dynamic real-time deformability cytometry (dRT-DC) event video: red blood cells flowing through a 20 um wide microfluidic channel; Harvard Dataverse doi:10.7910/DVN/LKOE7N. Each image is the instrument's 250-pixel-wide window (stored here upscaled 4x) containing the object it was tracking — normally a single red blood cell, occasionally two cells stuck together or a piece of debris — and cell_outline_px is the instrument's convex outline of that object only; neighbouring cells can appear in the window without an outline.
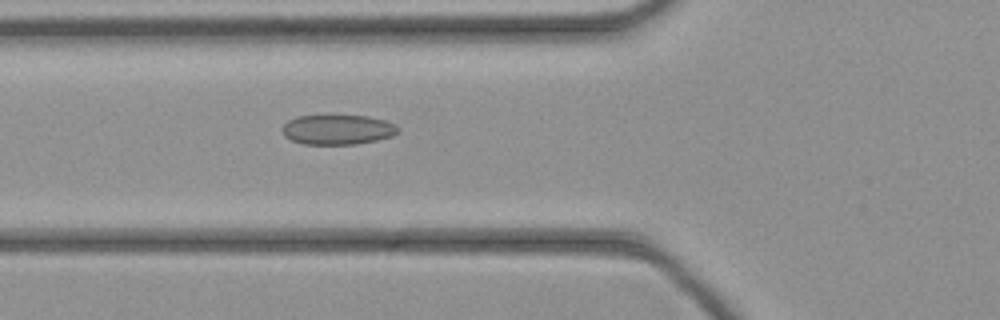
{"species": "common noctule bat (a hibernating species)", "species_latin": "Nyctalus noctula", "temperature_condition": "cold", "stored_images_in_passage": 45, "camera_frame_rate_fps": 3000, "um_per_image_px": 0.085, "animal": {"sex": "female", "body_mass_g": 21.9}, "frame": {"image": 1, "passage_image": 16, "time_ms": 5.0, "image_size_px": [1000, 320], "cell_outline_px": [[400, 128], [392, 136], [376, 140], [356, 144], [304, 144], [292, 140], [284, 136], [280, 128], [288, 120], [296, 116], [368, 116], [384, 120], [396, 124]], "centroid_in_image_um": [28.68, 11.02], "position_along_channel_um": 97.1, "area_um2": 20.11}}
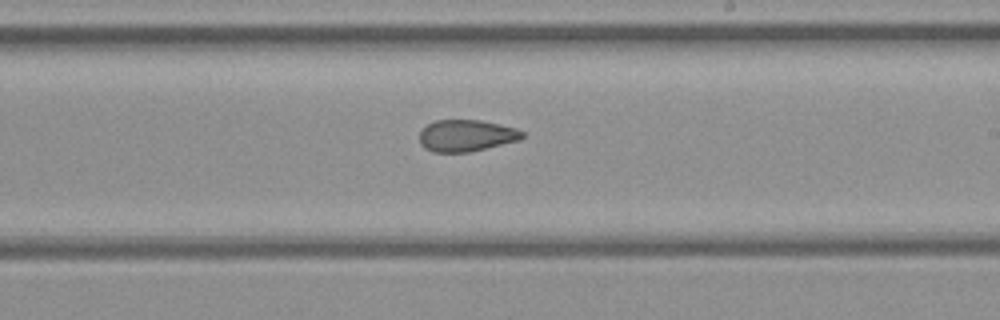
{"frame": {"image": 2, "passage_image": 26, "time_ms": 8.333, "image_size_px": [1000, 320], "cell_outline_px": [[524, 136], [520, 140], [468, 152], [432, 152], [424, 148], [420, 144], [420, 132], [428, 124], [436, 120], [480, 120], [500, 124], [516, 128], [524, 132]], "centroid_in_image_um": [39.64, 11.52], "position_along_channel_um": 249.4, "area_um2": 18.96}}
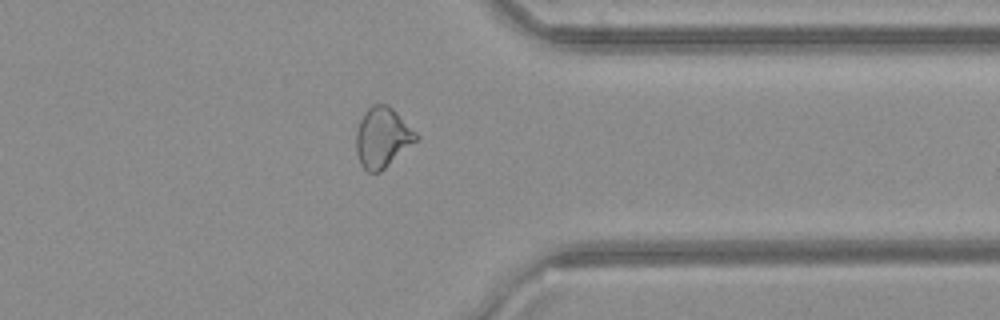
{"frame": {"image": 3, "passage_image": 35, "time_ms": 11.333, "image_size_px": [1000, 320], "cell_outline_px": [[420, 136], [416, 140], [380, 172], [368, 172], [360, 164], [356, 152], [356, 132], [360, 120], [364, 112], [372, 104], [388, 104]], "centroid_in_image_um": [32.47, 11.67], "position_along_channel_um": 378.9, "area_um2": 20.75}}